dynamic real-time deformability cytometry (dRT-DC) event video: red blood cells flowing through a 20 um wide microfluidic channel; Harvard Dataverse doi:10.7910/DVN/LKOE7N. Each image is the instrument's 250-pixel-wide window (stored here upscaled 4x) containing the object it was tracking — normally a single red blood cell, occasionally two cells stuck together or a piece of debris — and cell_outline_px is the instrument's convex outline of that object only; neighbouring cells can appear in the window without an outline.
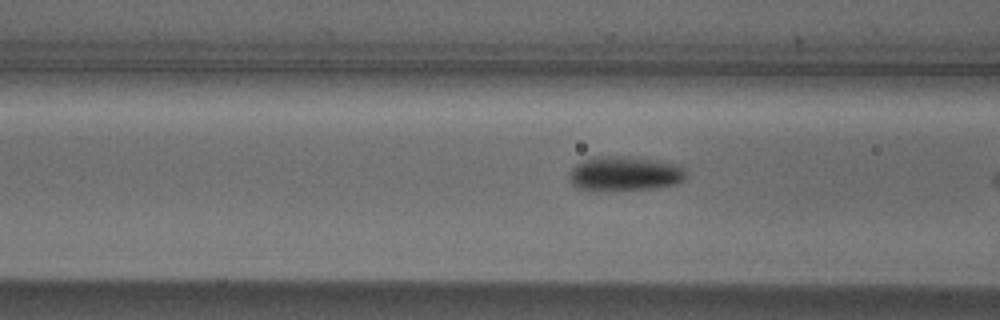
{"species": "Egyptian fruit bat (a non-hibernating species)", "species_latin": "Rousettus aegyptiacus", "temperature_condition": "cold", "stored_images_in_passage": 6, "camera_frame_rate_fps": 3000, "um_per_image_px": 0.085, "animal": {"sex": "male"}, "frame": {"image": 1, "passage_image": 5, "time_ms": 1.333, "image_size_px": [1000, 320], "cell_outline_px": [[684, 180], [676, 184], [648, 188], [580, 188], [572, 184], [568, 176], [572, 168], [576, 164], [584, 160], [604, 156], [620, 156], [656, 160], [680, 164], [684, 168]], "centroid_in_image_um": [53.14, 14.71], "position_along_channel_um": 113.5, "area_um2": 22.48}}